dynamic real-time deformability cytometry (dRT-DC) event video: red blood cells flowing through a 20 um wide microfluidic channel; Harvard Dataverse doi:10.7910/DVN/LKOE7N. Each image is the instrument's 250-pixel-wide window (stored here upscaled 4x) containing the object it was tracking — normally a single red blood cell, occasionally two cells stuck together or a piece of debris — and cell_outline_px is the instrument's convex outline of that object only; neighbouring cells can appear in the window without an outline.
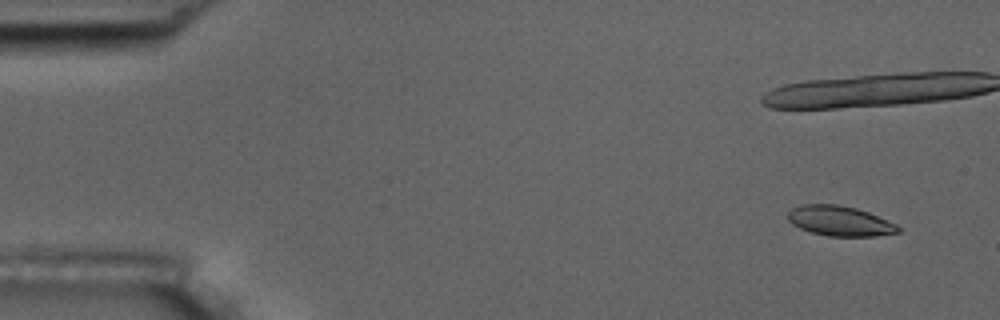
{"species": "common noctule bat (a hibernating species)", "species_latin": "Nyctalus noctula", "temperature_condition": "room temperature", "stored_images_in_passage": 5, "camera_frame_rate_fps": 3000, "um_per_image_px": 0.085, "animal": {"sex": "male", "body_mass_g": 17.5, "forearm_length_mm": 52.3}, "frame": {"image": 1, "passage_image": 1, "time_ms": 0.0, "image_size_px": [1000, 320], "cell_outline_px": [[900, 232], [876, 236], [828, 236], [812, 232], [800, 228], [792, 224], [788, 220], [788, 212], [792, 208], [800, 204], [836, 204], [856, 208], [868, 212], [896, 224], [900, 228]], "centroid_in_image_um": [71.37, 18.78], "position_along_channel_um": 13.6, "area_um2": 19.25}}